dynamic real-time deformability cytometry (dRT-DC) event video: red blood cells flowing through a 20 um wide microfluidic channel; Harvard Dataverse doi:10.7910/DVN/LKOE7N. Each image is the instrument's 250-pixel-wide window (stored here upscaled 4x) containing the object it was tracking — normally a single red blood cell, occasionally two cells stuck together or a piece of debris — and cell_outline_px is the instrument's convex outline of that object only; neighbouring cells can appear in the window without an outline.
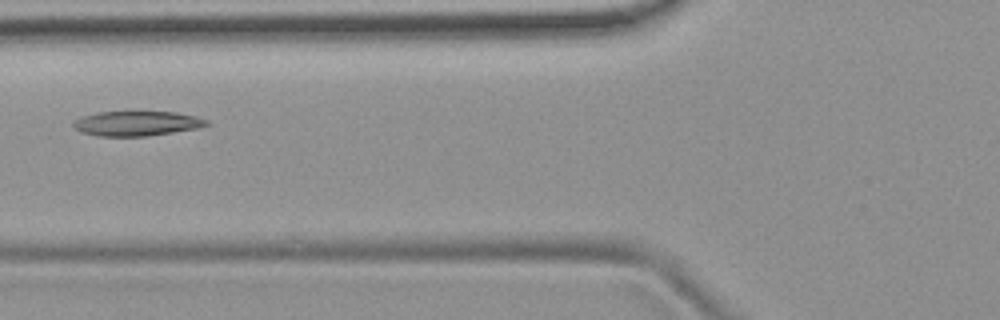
{"species": "common noctule bat (a hibernating species)", "species_latin": "Nyctalus noctula", "temperature_condition": "room temperature", "stored_images_in_passage": 5, "camera_frame_rate_fps": 3000, "um_per_image_px": 0.085, "animal": {"sex": "female", "body_mass_g": 19.9}, "frame": {"image": 1, "passage_image": 4, "time_ms": 4.667, "image_size_px": [1000, 320], "cell_outline_px": [[212, 124], [200, 128], [148, 136], [96, 136], [80, 132], [72, 124], [80, 116], [96, 112], [176, 112], [196, 116], [208, 120]], "centroid_in_image_um": [11.66, 10.49], "position_along_channel_um": 114.1, "area_um2": 19.42}}
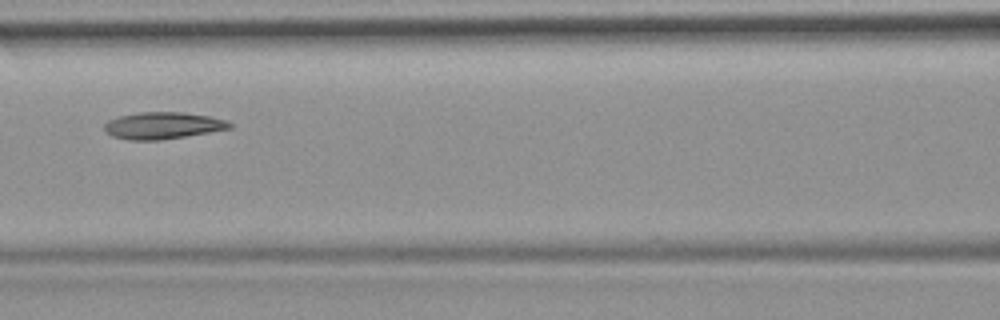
{"frame": {"image": 2, "passage_image": 5, "time_ms": 5.667, "image_size_px": [1000, 320], "cell_outline_px": [[232, 128], [160, 140], [128, 140], [112, 136], [104, 132], [104, 124], [108, 120], [120, 116], [140, 112], [184, 112], [208, 116], [228, 120], [232, 124]], "centroid_in_image_um": [13.81, 10.67], "position_along_channel_um": 152.8, "area_um2": 19.59}}